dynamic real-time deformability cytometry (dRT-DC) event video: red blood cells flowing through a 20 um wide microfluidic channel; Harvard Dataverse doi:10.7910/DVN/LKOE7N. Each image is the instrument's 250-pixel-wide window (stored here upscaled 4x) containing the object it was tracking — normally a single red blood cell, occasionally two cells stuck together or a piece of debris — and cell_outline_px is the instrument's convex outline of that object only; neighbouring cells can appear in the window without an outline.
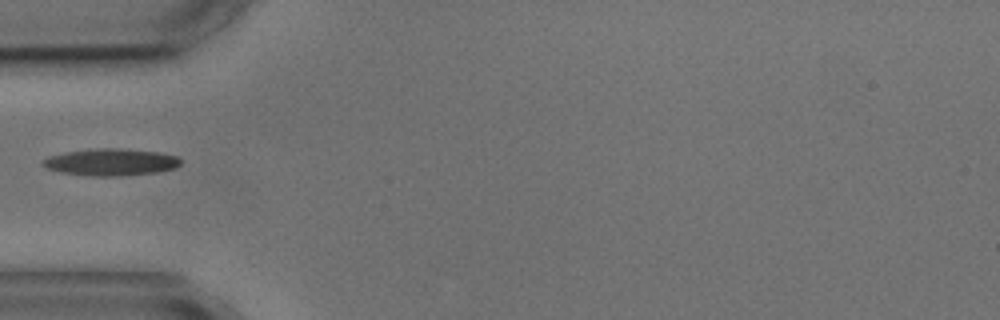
{"species": "common noctule bat (a hibernating species)", "species_latin": "Nyctalus noctula", "temperature_condition": "cold", "stored_images_in_passage": 1, "camera_frame_rate_fps": 3000, "um_per_image_px": 0.085, "animal": {"sex": "male", "body_mass_g": 17.9, "forearm_length_mm": 54.2}, "frame": {"image": 1, "passage_image": 1, "time_ms": 0.0, "image_size_px": [1000, 320], "cell_outline_px": [[180, 164], [176, 168], [156, 172], [120, 176], [88, 176], [60, 172], [44, 168], [40, 164], [48, 156], [64, 152], [88, 148], [124, 148], [156, 152], [176, 156], [180, 160]], "centroid_in_image_um": [9.36, 13.78], "position_along_channel_um": 75.6, "area_um2": 21.91}}